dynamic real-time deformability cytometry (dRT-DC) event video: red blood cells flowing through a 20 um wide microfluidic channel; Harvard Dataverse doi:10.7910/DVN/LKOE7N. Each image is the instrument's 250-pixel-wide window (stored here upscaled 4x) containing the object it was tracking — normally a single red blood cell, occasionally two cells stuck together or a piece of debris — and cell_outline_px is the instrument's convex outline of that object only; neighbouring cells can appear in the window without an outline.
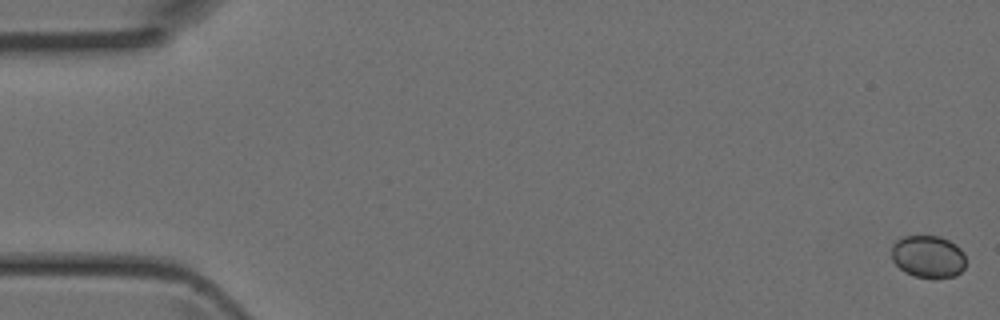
{"species": "Egyptian fruit bat (a non-hibernating species)", "species_latin": "Rousettus aegyptiacus", "temperature_condition": "room temperature", "stored_images_in_passage": 4, "camera_frame_rate_fps": 3000, "um_per_image_px": 0.085, "animal": {"sex": "female"}, "frame": {"image": 1, "passage_image": 1, "time_ms": 0.0, "image_size_px": [1000, 320], "cell_outline_px": [[964, 268], [956, 276], [936, 280], [916, 276], [904, 272], [892, 260], [892, 244], [896, 240], [904, 236], [940, 236], [956, 244], [964, 252]], "centroid_in_image_um": [78.9, 21.83], "position_along_channel_um": 6.1, "area_um2": 18.67}}
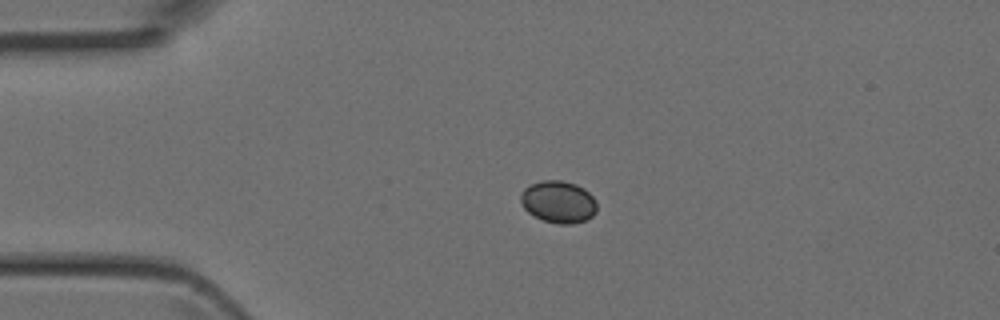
{"frame": {"image": 2, "passage_image": 3, "time_ms": 0.667, "image_size_px": [1000, 320], "cell_outline_px": [[596, 212], [592, 216], [584, 220], [572, 224], [560, 224], [544, 220], [528, 212], [524, 208], [520, 200], [520, 192], [524, 188], [532, 184], [544, 180], [560, 180], [576, 184], [584, 188], [596, 200]], "centroid_in_image_um": [47.46, 17.15], "position_along_channel_um": 37.5, "area_um2": 18.61}}